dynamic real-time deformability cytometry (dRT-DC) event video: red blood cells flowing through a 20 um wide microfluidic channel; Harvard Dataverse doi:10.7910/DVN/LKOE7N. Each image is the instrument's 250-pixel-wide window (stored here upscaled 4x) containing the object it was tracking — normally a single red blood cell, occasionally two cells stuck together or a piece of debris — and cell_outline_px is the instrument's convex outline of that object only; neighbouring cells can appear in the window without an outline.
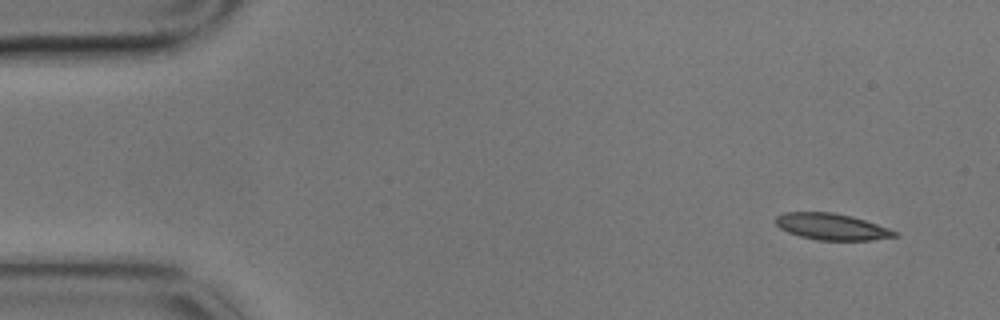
{"species": "common noctule bat (a hibernating species)", "species_latin": "Nyctalus noctula", "temperature_condition": "cold", "stored_images_in_passage": 14, "camera_frame_rate_fps": 3000, "um_per_image_px": 0.085, "animal": {"sex": "male", "body_mass_g": 17.9}, "frame": {"image": 1, "passage_image": 1, "time_ms": 0.0, "image_size_px": [1000, 320], "cell_outline_px": [[900, 236], [872, 240], [820, 240], [800, 236], [788, 232], [780, 228], [776, 224], [776, 216], [784, 212], [832, 212], [852, 216], [900, 232]], "centroid_in_image_um": [70.72, 19.27], "position_along_channel_um": 14.3, "area_um2": 18.32}}
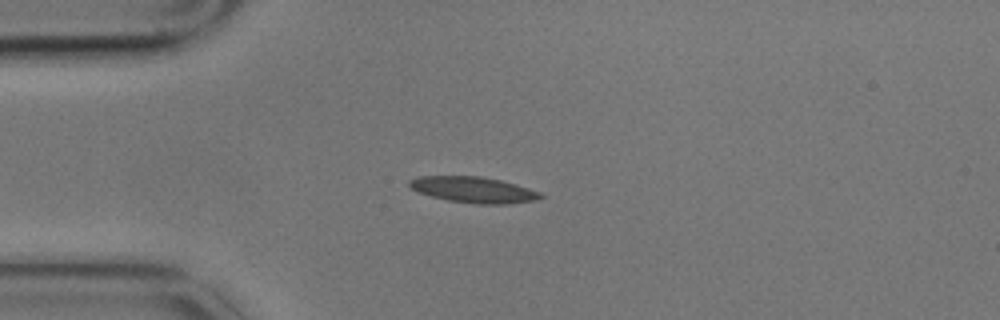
{"frame": {"image": 2, "passage_image": 3, "time_ms": 0.667, "image_size_px": [1000, 320], "cell_outline_px": [[544, 196], [536, 200], [508, 204], [480, 204], [448, 200], [416, 192], [408, 184], [408, 180], [416, 176], [480, 176], [500, 180], [516, 184], [540, 192]], "centroid_in_image_um": [40.23, 16.12], "position_along_channel_um": 44.8, "area_um2": 19.83}}
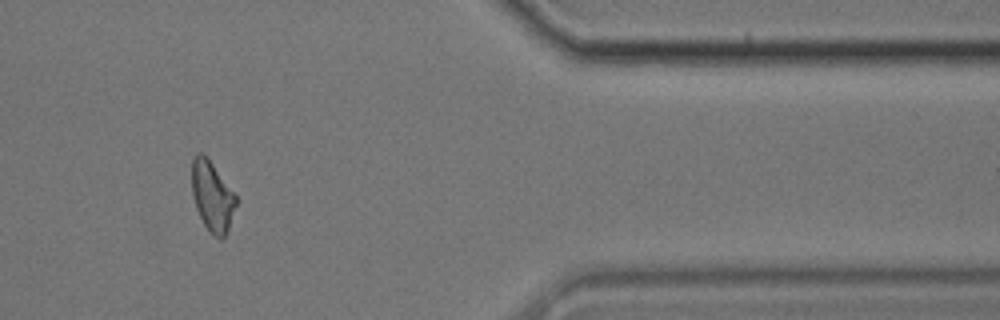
{"frame": {"image": 3, "passage_image": 12, "time_ms": 3.667, "image_size_px": [1000, 320], "cell_outline_px": [[236, 204], [228, 228], [224, 236], [220, 240], [204, 224], [196, 208], [192, 196], [192, 160], [196, 152], [204, 152], [208, 156], [236, 196]], "centroid_in_image_um": [18.01, 16.6], "position_along_channel_um": 393.4, "area_um2": 17.86}}